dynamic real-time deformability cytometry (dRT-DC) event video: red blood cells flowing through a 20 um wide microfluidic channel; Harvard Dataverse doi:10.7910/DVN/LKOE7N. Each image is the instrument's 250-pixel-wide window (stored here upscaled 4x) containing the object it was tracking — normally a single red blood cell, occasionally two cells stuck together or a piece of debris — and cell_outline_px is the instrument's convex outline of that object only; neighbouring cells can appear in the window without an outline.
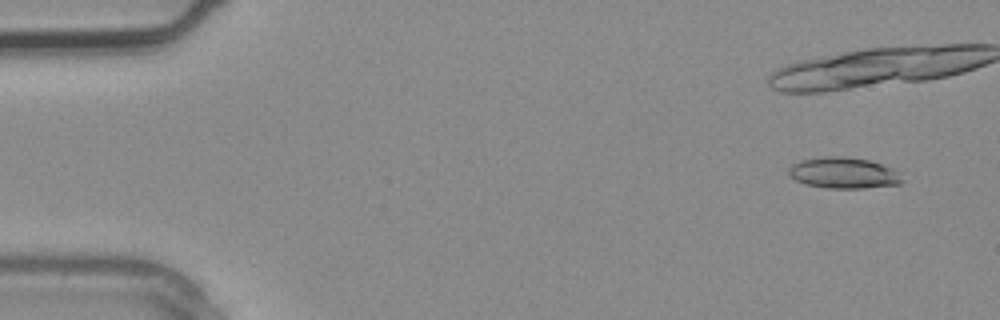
{"species": "common noctule bat (a hibernating species)", "species_latin": "Nyctalus noctula", "temperature_condition": "warm", "stored_images_in_passage": 4, "camera_frame_rate_fps": 3000, "um_per_image_px": 0.085, "animal": {"sex": "male", "body_mass_g": 20.4}, "frame": {"image": 1, "passage_image": 1, "time_ms": 0.0, "image_size_px": [1000, 320], "cell_outline_px": [[904, 180], [900, 184], [864, 188], [828, 188], [804, 184], [796, 180], [788, 172], [788, 168], [792, 164], [804, 160], [824, 156], [844, 156], [868, 160], [892, 168]], "centroid_in_image_um": [71.7, 14.7], "position_along_channel_um": 13.3, "area_um2": 20.35}}